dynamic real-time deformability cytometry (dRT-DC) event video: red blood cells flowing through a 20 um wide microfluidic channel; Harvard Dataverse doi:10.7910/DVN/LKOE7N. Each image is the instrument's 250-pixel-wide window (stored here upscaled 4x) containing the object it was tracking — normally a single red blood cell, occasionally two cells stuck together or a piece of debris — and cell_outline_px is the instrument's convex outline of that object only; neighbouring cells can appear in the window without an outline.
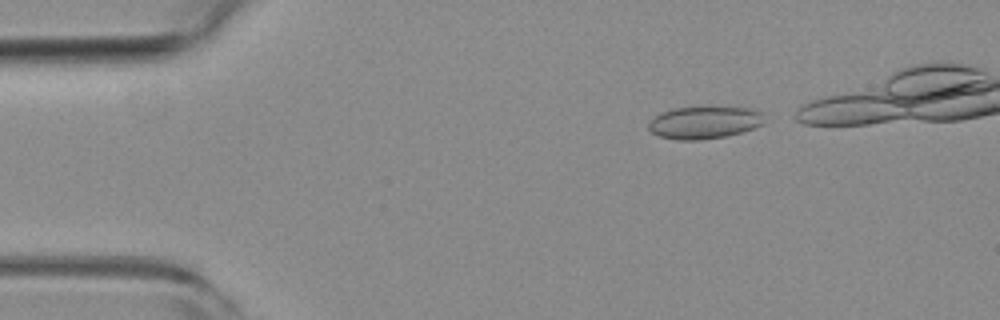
{"species": "common noctule bat (a hibernating species)", "species_latin": "Nyctalus noctula", "temperature_condition": "room temperature", "stored_images_in_passage": 38, "camera_frame_rate_fps": 3000, "um_per_image_px": 0.085, "animal": {"sex": "female", "body_mass_g": 19.3, "forearm_length_mm": 54.1}, "frame": {"image": 1, "passage_image": 2, "time_ms": 0.333, "image_size_px": [1000, 320], "cell_outline_px": [[768, 120], [764, 124], [740, 132], [724, 136], [700, 140], [680, 140], [660, 136], [652, 132], [648, 128], [648, 124], [660, 112], [672, 108], [704, 104], [712, 104], [748, 108], [764, 112]], "centroid_in_image_um": [59.94, 10.34], "position_along_channel_um": 25.1, "area_um2": 22.89}}
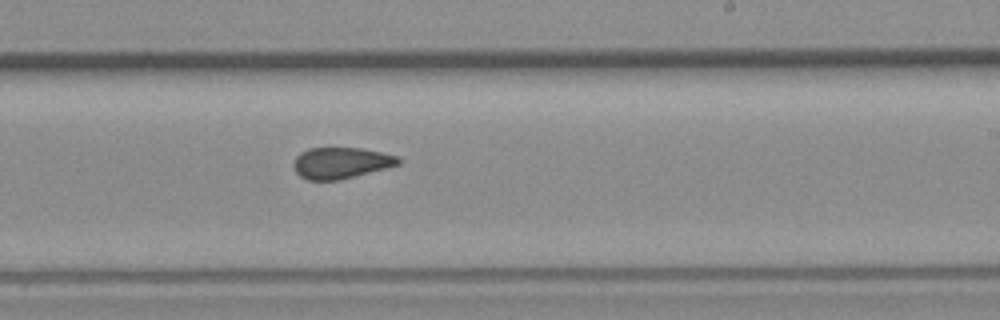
{"frame": {"image": 2, "passage_image": 26, "time_ms": 8.333, "image_size_px": [1000, 320], "cell_outline_px": [[400, 164], [388, 168], [340, 180], [308, 180], [300, 176], [296, 172], [292, 164], [296, 156], [300, 152], [308, 148], [360, 148], [400, 156]], "centroid_in_image_um": [28.98, 13.85], "position_along_channel_um": 260.0, "area_um2": 19.25}}
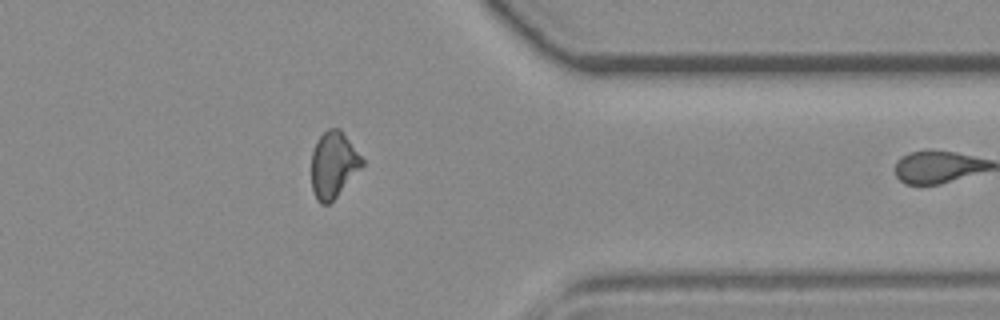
{"frame": {"image": 3, "passage_image": 37, "time_ms": 12.0, "image_size_px": [1000, 320], "cell_outline_px": [[364, 164], [336, 196], [328, 204], [320, 204], [316, 200], [312, 188], [312, 152], [316, 140], [328, 128], [340, 128], [364, 160]], "centroid_in_image_um": [28.32, 13.98], "position_along_channel_um": 383.1, "area_um2": 19.31}}